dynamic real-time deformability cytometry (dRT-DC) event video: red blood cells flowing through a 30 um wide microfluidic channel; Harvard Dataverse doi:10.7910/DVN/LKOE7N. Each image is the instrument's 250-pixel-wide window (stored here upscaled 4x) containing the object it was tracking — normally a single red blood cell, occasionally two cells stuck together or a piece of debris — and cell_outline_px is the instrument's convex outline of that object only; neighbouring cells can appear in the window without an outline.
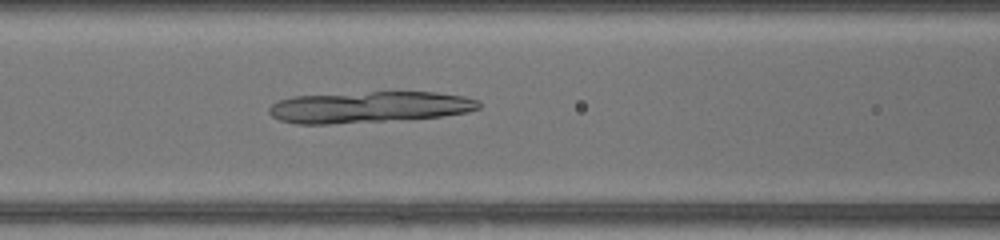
{"species": "common noctule bat (a hibernating species)", "species_latin": "Nyctalus noctula", "temperature_condition": "warm", "stored_images_in_passage": 49, "segment_of_instrument_passage": [1, 2], "camera_frame_rate_fps": 3000, "um_per_image_px": 0.085, "animal": {"sex": "female", "body_mass_g": 17.0, "forearm_length_mm": 48.0}, "frame": {"image": 1, "passage_image": 22, "time_ms": 7.0, "image_size_px": [1000, 240], "cell_outline_px": [[476, 108], [460, 112], [436, 116], [352, 120], [288, 120], [288, 100], [304, 96], [380, 92], [424, 92], [452, 96], [468, 100]], "centroid_in_image_um": [31.85, 9.02], "position_along_channel_um": 134.7, "area_um2": 31.04}}
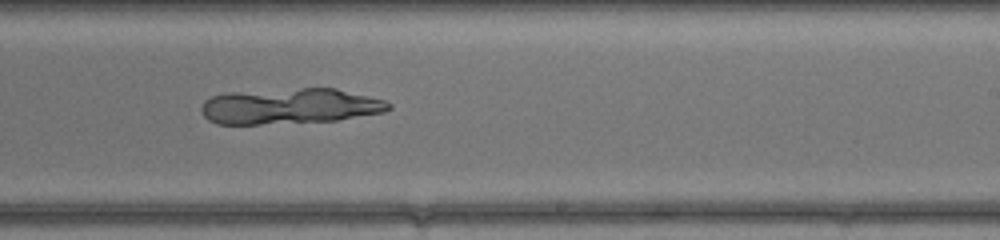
{"frame": {"image": 2, "passage_image": 31, "time_ms": 10.0, "image_size_px": [1000, 240], "cell_outline_px": [[388, 108], [376, 112], [332, 120], [252, 124], [224, 124], [212, 120], [204, 112], [204, 104], [208, 100], [216, 96], [308, 88], [332, 88], [376, 100], [388, 104]], "centroid_in_image_um": [24.61, 9.05], "position_along_channel_um": 264.4, "area_um2": 35.55}}
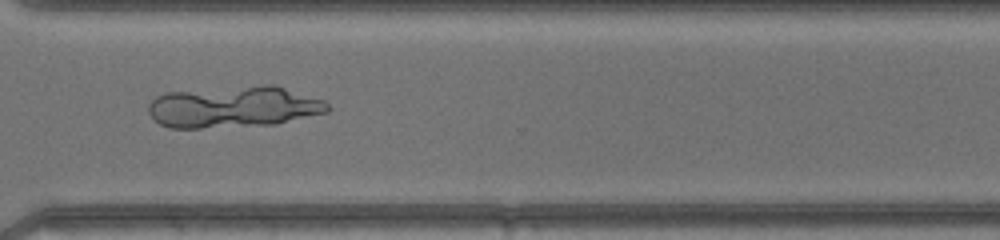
{"frame": {"image": 3, "passage_image": 37, "time_ms": 12.0, "image_size_px": [1000, 240], "cell_outline_px": [[328, 108], [320, 112], [284, 120], [192, 128], [180, 128], [164, 124], [156, 120], [152, 104], [160, 96], [252, 88], [280, 88], [316, 100]], "centroid_in_image_um": [19.79, 9.14], "position_along_channel_um": 350.8, "area_um2": 36.7}}